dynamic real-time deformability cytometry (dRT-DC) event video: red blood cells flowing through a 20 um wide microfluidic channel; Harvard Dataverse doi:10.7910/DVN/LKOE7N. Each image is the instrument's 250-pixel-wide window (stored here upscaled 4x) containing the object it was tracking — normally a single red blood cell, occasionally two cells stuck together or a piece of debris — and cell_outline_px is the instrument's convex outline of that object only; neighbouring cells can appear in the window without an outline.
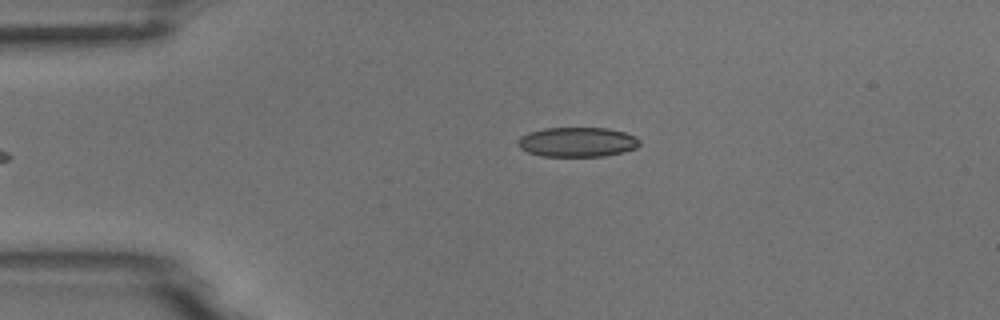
{"species": "common noctule bat (a hibernating species)", "species_latin": "Nyctalus noctula", "temperature_condition": "room temperature", "stored_images_in_passage": 5, "camera_frame_rate_fps": 3000, "um_per_image_px": 0.085, "animal": {"sex": "male", "body_mass_g": 18.8}, "frame": {"image": 1, "passage_image": 5, "time_ms": 4.667, "image_size_px": [1000, 320], "cell_outline_px": [[640, 144], [636, 148], [624, 152], [604, 156], [540, 156], [528, 152], [520, 148], [516, 144], [520, 136], [528, 132], [544, 128], [608, 128], [624, 132], [636, 136], [640, 140]], "centroid_in_image_um": [49.07, 12.07], "position_along_channel_um": 35.9, "area_um2": 21.21}}